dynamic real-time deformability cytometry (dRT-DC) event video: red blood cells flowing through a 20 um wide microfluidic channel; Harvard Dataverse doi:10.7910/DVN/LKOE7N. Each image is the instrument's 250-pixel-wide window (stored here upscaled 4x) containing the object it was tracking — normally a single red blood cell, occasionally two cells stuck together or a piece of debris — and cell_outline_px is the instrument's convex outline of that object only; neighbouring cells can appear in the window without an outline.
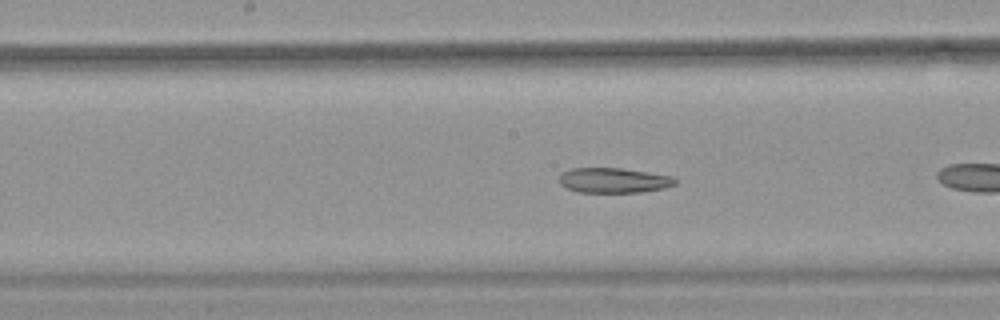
{"species": "common noctule bat (a hibernating species)", "species_latin": "Nyctalus noctula", "temperature_condition": "warm", "stored_images_in_passage": 38, "camera_frame_rate_fps": 3000, "um_per_image_px": 0.085, "animal": {"sex": "female", "body_mass_g": 18.4}, "frame": {"image": 1, "passage_image": 12, "time_ms": 3.667, "image_size_px": [1000, 320], "cell_outline_px": [[676, 184], [664, 188], [640, 192], [576, 192], [560, 184], [560, 172], [572, 168], [620, 168], [672, 176], [676, 180]], "centroid_in_image_um": [52.13, 15.33], "position_along_channel_um": 196.1, "area_um2": 16.82}, "authors_computed_cell_mechanics": {"area_um2": 19.4208, "velocity_mm_per_s": 3.9019, "shape_relaxation_time_tau1_ms": null, "shape_relaxation_time_tau2_ms": 9.3705, "deformation_change_tau1": null, "deformation_change_tau2": 0.1707}}